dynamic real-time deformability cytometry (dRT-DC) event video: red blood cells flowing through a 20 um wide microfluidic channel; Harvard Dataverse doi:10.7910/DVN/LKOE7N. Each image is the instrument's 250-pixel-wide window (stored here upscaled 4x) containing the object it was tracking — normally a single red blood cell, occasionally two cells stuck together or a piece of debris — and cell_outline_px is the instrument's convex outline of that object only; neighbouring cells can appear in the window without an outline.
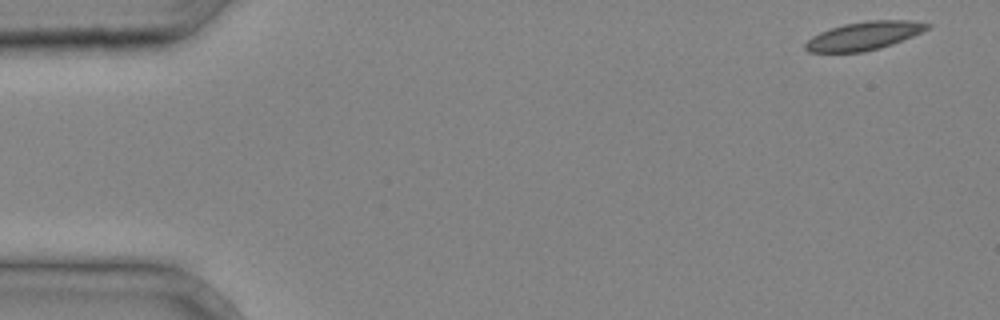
{"species": "common noctule bat (a hibernating species)", "species_latin": "Nyctalus noctula", "temperature_condition": "cold", "stored_images_in_passage": 3, "camera_frame_rate_fps": 3000, "um_per_image_px": 0.085, "animal": {"sex": "male", "body_mass_g": 20.4}, "frame": {"image": 1, "passage_image": 1, "time_ms": 0.0, "image_size_px": [1000, 320], "cell_outline_px": [[932, 24], [928, 28], [912, 36], [892, 44], [880, 48], [864, 52], [808, 52], [804, 48], [804, 44], [812, 36], [820, 32], [844, 24], [868, 20], [912, 20]], "centroid_in_image_um": [73.43, 3.04], "position_along_channel_um": 11.6, "area_um2": 20.0}}